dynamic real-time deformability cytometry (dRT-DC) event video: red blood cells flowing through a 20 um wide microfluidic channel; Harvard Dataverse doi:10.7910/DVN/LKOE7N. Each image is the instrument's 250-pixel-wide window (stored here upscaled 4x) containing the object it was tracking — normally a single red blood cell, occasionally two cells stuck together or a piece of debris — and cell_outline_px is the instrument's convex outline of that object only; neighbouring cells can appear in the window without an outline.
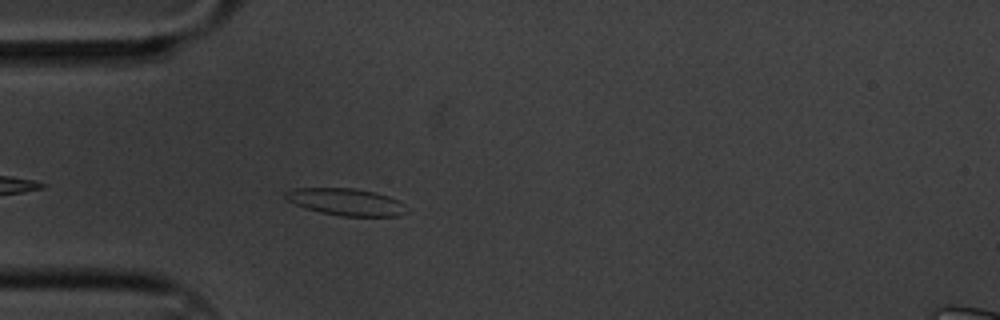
{"species": "common noctule bat (a hibernating species)", "species_latin": "Nyctalus noctula", "temperature_condition": "cold", "stored_images_in_passage": 5, "camera_frame_rate_fps": 3000, "um_per_image_px": 0.085, "animal": {"sex": "male", "body_mass_g": 20.1, "forearm_length_mm": 53.5}, "frame": {"image": 1, "passage_image": 5, "time_ms": 1.333, "image_size_px": [1000, 320], "cell_outline_px": [[408, 212], [396, 216], [340, 216], [320, 212], [296, 204], [288, 200], [284, 196], [284, 192], [296, 188], [352, 188], [376, 192], [388, 196], [404, 204]], "centroid_in_image_um": [29.43, 17.16], "position_along_channel_um": 55.6, "area_um2": 18.9}}